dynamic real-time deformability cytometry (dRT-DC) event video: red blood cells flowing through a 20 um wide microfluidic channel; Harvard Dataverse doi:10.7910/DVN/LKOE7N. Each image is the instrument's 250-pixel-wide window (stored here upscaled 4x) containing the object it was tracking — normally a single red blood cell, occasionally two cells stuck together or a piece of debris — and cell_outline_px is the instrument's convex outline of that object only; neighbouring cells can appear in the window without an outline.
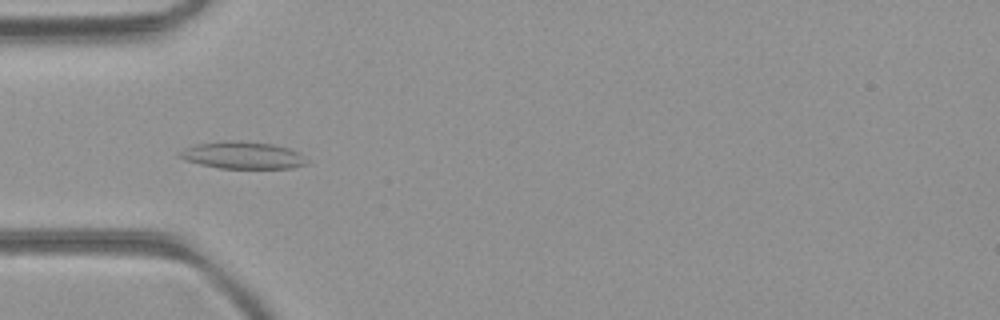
{"species": "common noctule bat (a hibernating species)", "species_latin": "Nyctalus noctula", "temperature_condition": "room temperature", "stored_images_in_passage": 25, "camera_frame_rate_fps": 3000, "um_per_image_px": 0.085, "animal": {"sex": "female", "body_mass_g": 21.9}, "frame": {"image": 1, "passage_image": 6, "time_ms": 1.667, "image_size_px": [1000, 320], "cell_outline_px": [[308, 164], [292, 168], [220, 168], [200, 164], [184, 160], [176, 156], [176, 152], [184, 148], [196, 144], [228, 140], [272, 144], [288, 148], [300, 152], [308, 160]], "centroid_in_image_um": [20.6, 13.2], "position_along_channel_um": 64.4, "area_um2": 20.23}}
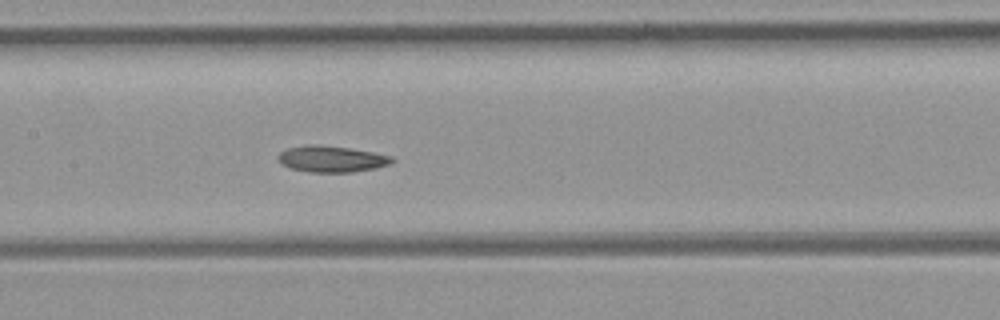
{"frame": {"image": 2, "passage_image": 14, "time_ms": 4.333, "image_size_px": [1000, 320], "cell_outline_px": [[396, 160], [388, 164], [376, 168], [352, 172], [308, 172], [288, 168], [280, 164], [276, 156], [280, 152], [288, 148], [308, 144], [320, 144], [348, 148], [372, 152], [392, 156]], "centroid_in_image_um": [28.13, 13.51], "position_along_channel_um": 179.3, "area_um2": 17.63}}
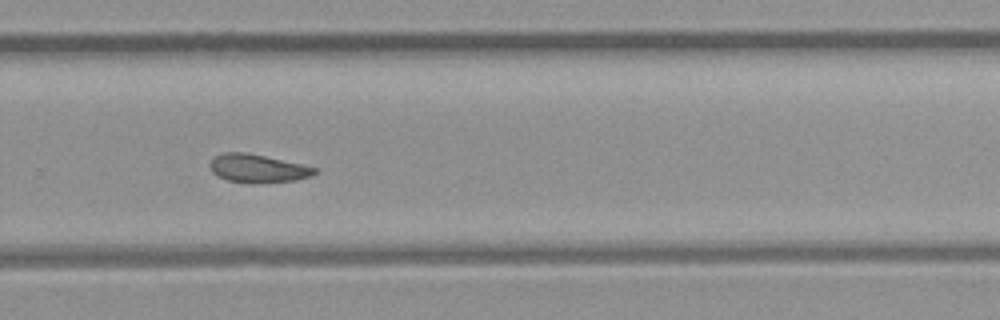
{"frame": {"image": 3, "passage_image": 23, "time_ms": 7.333, "image_size_px": [1000, 320], "cell_outline_px": [[316, 172], [312, 176], [296, 180], [256, 184], [252, 184], [228, 180], [212, 172], [208, 164], [216, 156], [224, 152], [248, 152], [300, 164], [316, 168]], "centroid_in_image_um": [21.89, 14.32], "position_along_channel_um": 307.9, "area_um2": 17.22}}